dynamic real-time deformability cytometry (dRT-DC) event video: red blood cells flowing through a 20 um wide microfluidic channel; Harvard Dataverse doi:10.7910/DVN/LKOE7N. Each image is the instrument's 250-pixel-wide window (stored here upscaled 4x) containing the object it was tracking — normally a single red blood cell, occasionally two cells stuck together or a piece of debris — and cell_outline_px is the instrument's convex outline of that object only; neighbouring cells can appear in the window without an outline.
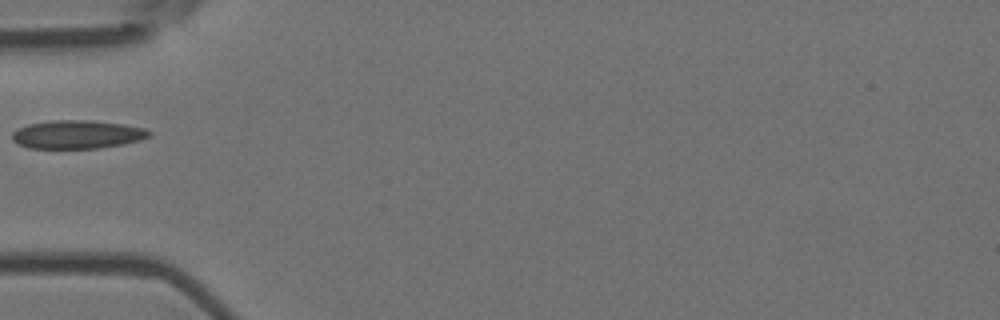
{"species": "Egyptian fruit bat (a non-hibernating species)", "species_latin": "Rousettus aegyptiacus", "temperature_condition": "room temperature", "stored_images_in_passage": 13, "camera_frame_rate_fps": 3000, "um_per_image_px": 0.085, "animal": {"sex": "female"}, "frame": {"image": 1, "passage_image": 1, "time_ms": 0.0, "image_size_px": [1000, 320], "cell_outline_px": [[152, 136], [140, 140], [124, 144], [96, 148], [28, 148], [12, 140], [12, 132], [28, 124], [52, 120], [88, 120], [124, 124], [144, 128], [152, 132]], "centroid_in_image_um": [6.6, 11.42], "position_along_channel_um": 78.4, "area_um2": 22.66}}